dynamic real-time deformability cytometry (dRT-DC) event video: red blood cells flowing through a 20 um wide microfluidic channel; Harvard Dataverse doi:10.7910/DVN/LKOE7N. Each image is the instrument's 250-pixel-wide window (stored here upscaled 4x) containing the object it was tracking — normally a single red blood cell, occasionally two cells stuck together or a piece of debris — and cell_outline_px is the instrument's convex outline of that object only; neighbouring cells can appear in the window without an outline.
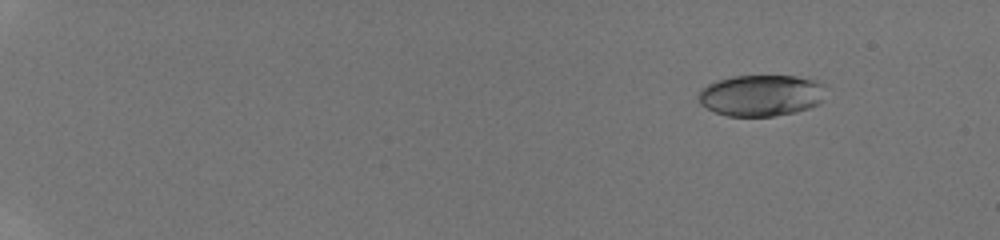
{"species": "human", "species_latin": "Homo sapiens", "temperature_condition": "room temperature", "stored_images_in_passage": 21, "camera_frame_rate_fps": 3000, "um_per_image_px": 0.085, "donor": {"sex": "male"}, "frame": {"image": 1, "passage_image": 4, "time_ms": 0.667, "image_size_px": [1000, 240], "cell_outline_px": [[832, 88], [824, 100], [820, 104], [796, 112], [772, 116], [728, 116], [716, 112], [700, 104], [700, 88], [716, 80], [732, 76], [796, 76], [828, 84]], "centroid_in_image_um": [64.81, 8.1], "position_along_channel_um": 20.2, "area_um2": 31.27}}
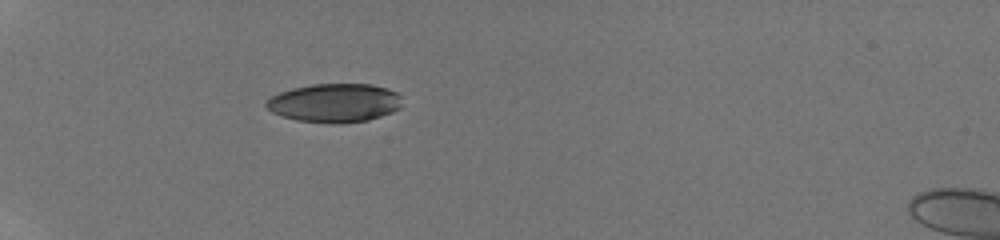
{"frame": {"image": 2, "passage_image": 17, "time_ms": 5.0, "image_size_px": [1000, 240], "cell_outline_px": [[400, 108], [392, 112], [368, 120], [296, 120], [272, 112], [264, 104], [272, 96], [280, 92], [292, 88], [312, 84], [372, 84], [388, 88], [396, 92], [400, 96]], "centroid_in_image_um": [28.46, 8.68], "position_along_channel_um": 56.5, "area_um2": 29.54}}
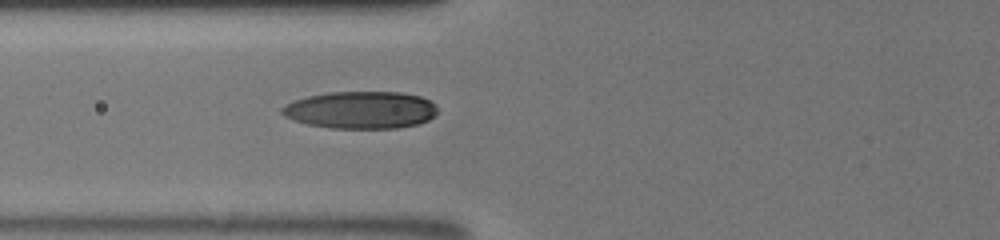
{"frame": {"image": 3, "passage_image": 21, "time_ms": 6.667, "image_size_px": [1000, 240], "cell_outline_px": [[436, 116], [420, 124], [396, 128], [332, 128], [308, 124], [284, 116], [280, 112], [280, 108], [284, 104], [308, 96], [328, 92], [400, 92], [420, 96], [436, 104]], "centroid_in_image_um": [30.68, 9.35], "position_along_channel_um": 95.1, "area_um2": 33.87}}